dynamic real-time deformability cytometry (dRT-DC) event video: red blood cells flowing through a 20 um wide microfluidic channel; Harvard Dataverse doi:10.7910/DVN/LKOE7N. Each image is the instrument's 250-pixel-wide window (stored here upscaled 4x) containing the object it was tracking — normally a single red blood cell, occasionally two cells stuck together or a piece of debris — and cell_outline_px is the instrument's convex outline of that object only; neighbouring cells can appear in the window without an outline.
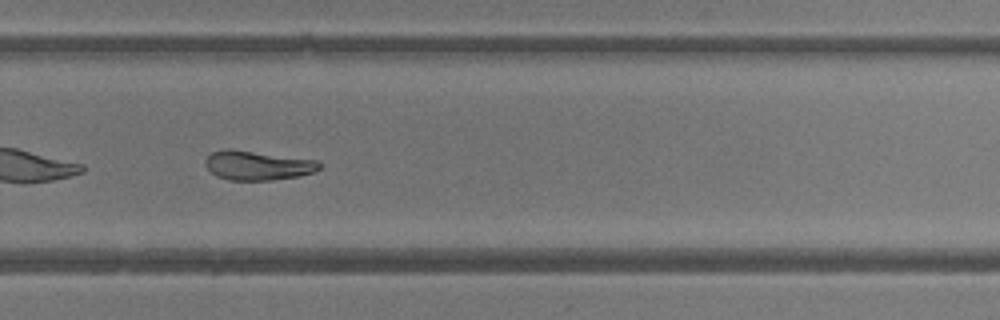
{"species": "common noctule bat (a hibernating species)", "species_latin": "Nyctalus noctula", "temperature_condition": "room temperature", "stored_images_in_passage": 34, "camera_frame_rate_fps": 3000, "um_per_image_px": 0.085, "animal": {"sex": "female"}, "frame": {"image": 1, "passage_image": 20, "time_ms": 6.333, "image_size_px": [1000, 320], "cell_outline_px": [[320, 168], [312, 172], [300, 176], [272, 180], [228, 180], [216, 176], [204, 164], [204, 160], [212, 152], [228, 148], [316, 160], [320, 164]], "centroid_in_image_um": [21.86, 14.06], "position_along_channel_um": 307.9, "area_um2": 19.36}, "authors_computed_cell_mechanics": {"area_um2": 19.9699, "velocity_mm_per_s": 4.1993, "shape_relaxation_time_tau1_ms": 8.1128, "shape_relaxation_time_tau2_ms": 4.225, "deformation_change_tau1": 0.2397, "deformation_change_tau2": 0.1244}}